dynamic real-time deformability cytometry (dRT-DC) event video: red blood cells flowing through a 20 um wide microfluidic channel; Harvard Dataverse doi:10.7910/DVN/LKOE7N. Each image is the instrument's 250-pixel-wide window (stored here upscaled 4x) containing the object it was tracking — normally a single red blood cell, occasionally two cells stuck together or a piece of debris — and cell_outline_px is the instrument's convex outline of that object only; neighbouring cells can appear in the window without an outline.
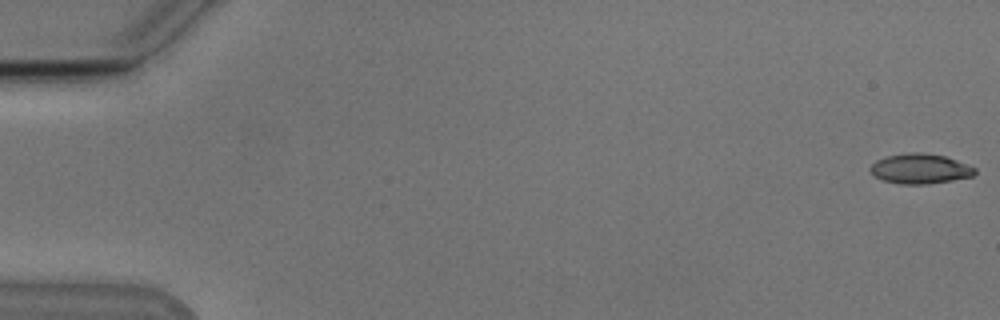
{"species": "Egyptian fruit bat (a non-hibernating species)", "species_latin": "Rousettus aegyptiacus", "temperature_condition": "cold", "stored_images_in_passage": 14, "camera_frame_rate_fps": 3000, "um_per_image_px": 0.085, "animal": {"sex": "male"}, "frame": {"image": 1, "passage_image": 1, "time_ms": 0.0, "image_size_px": [1000, 320], "cell_outline_px": [[976, 172], [972, 176], [952, 180], [928, 184], [900, 184], [884, 180], [876, 176], [868, 168], [876, 160], [884, 156], [912, 152], [920, 152], [944, 156], [956, 160], [976, 168]], "centroid_in_image_um": [78.19, 14.34], "position_along_channel_um": 6.8, "area_um2": 18.15}}